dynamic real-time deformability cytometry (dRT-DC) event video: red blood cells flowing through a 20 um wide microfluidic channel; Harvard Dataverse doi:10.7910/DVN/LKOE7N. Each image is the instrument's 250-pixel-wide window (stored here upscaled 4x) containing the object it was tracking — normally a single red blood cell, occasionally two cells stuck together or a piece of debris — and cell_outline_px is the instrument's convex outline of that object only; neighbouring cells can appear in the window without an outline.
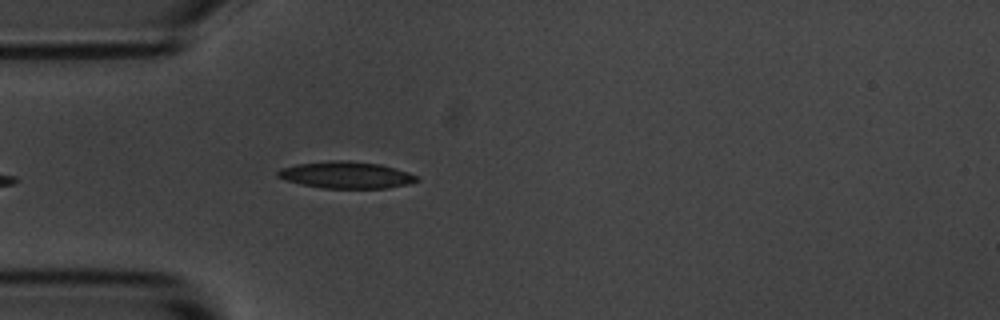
{"species": "common noctule bat (a hibernating species)", "species_latin": "Nyctalus noctula", "temperature_condition": "room temperature", "stored_images_in_passage": 4, "camera_frame_rate_fps": 3000, "um_per_image_px": 0.085, "animal": {"sex": "male", "body_mass_g": 20.1, "forearm_length_mm": 53.5}, "frame": {"image": 1, "passage_image": 4, "time_ms": 3.333, "image_size_px": [1000, 320], "cell_outline_px": [[420, 180], [408, 184], [388, 188], [324, 188], [300, 184], [284, 180], [276, 176], [276, 172], [280, 168], [296, 164], [328, 160], [348, 160], [380, 164], [408, 172], [416, 176]], "centroid_in_image_um": [29.38, 14.86], "position_along_channel_um": 55.6, "area_um2": 21.85}}